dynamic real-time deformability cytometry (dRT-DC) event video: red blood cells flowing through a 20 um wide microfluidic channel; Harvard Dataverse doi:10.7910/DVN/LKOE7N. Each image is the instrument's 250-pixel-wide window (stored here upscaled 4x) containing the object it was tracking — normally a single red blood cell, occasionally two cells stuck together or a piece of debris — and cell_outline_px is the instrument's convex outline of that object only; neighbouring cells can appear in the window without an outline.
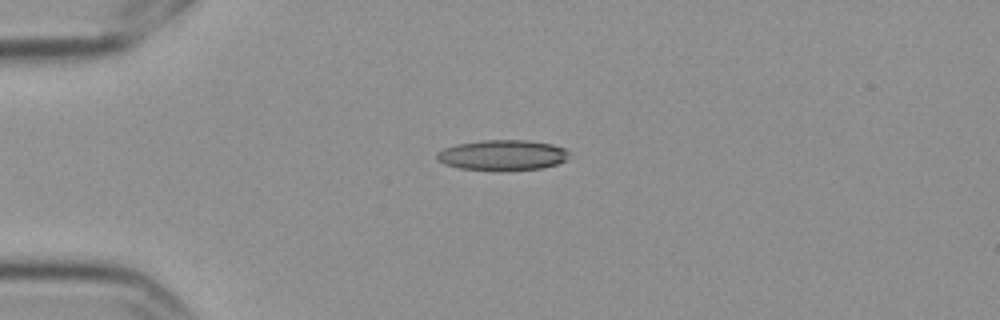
{"species": "Egyptian fruit bat (a non-hibernating species)", "species_latin": "Rousettus aegyptiacus", "temperature_condition": "cold", "stored_images_in_passage": 5, "camera_frame_rate_fps": 3000, "um_per_image_px": 0.085, "frame": {"image": 1, "passage_image": 4, "time_ms": 1.0, "image_size_px": [1000, 320], "cell_outline_px": [[568, 156], [564, 160], [556, 164], [540, 168], [460, 168], [444, 164], [436, 160], [436, 152], [444, 148], [456, 144], [484, 140], [528, 140], [552, 144], [564, 148], [568, 152]], "centroid_in_image_um": [42.67, 13.14], "position_along_channel_um": 42.3, "area_um2": 22.6}}